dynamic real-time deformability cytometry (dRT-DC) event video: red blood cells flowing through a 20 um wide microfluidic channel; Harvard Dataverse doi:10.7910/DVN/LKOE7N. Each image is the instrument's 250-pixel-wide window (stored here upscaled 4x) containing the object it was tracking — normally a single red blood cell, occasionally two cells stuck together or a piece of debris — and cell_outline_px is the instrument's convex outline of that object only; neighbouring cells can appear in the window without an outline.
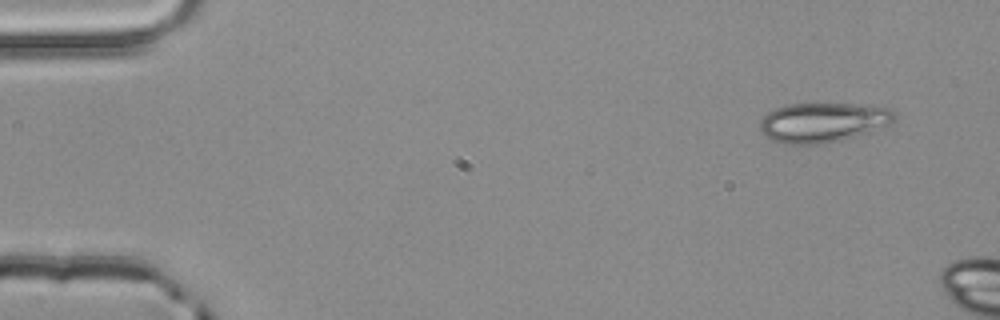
{"species": "common noctule bat (a hibernating species)", "species_latin": "Nyctalus noctula", "temperature_condition": "room temperature", "stored_images_in_passage": 3, "camera_frame_rate_fps": 3000, "um_per_image_px": 0.085, "animal": {"sex": "male", "body_mass_g": 20.4}, "frame": {"image": 1, "passage_image": 1, "time_ms": 0.0, "image_size_px": [1000, 320], "cell_outline_px": [[896, 120], [892, 124], [868, 132], [840, 140], [820, 144], [784, 144], [772, 140], [760, 128], [760, 120], [768, 112], [776, 108], [788, 104], [856, 104], [888, 108], [896, 116]], "centroid_in_image_um": [69.96, 10.4], "position_along_channel_um": 15.0, "area_um2": 30.81}}